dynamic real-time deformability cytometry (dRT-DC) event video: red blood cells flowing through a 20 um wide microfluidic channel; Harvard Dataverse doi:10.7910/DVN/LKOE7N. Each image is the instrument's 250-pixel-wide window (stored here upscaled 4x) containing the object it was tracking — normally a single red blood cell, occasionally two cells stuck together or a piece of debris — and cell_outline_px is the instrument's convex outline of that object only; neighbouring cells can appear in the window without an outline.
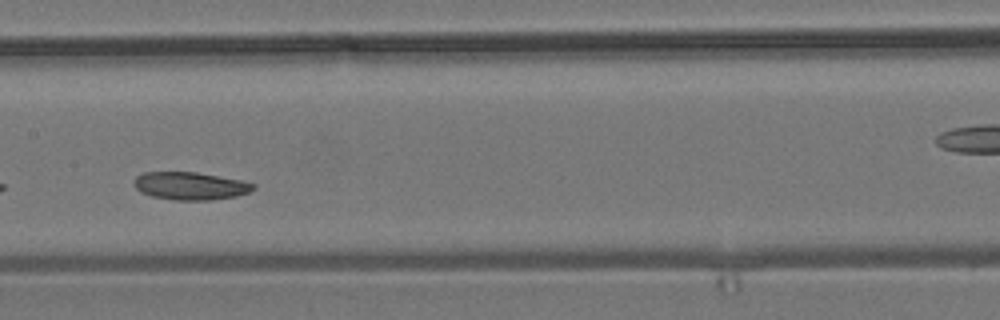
{"species": "common noctule bat (a hibernating species)", "species_latin": "Nyctalus noctula", "temperature_condition": "room temperature", "stored_images_in_passage": 45, "camera_frame_rate_fps": 3000, "um_per_image_px": 0.085, "animal": {"sex": "male", "body_mass_g": 19.2, "forearm_length_mm": 51.8}, "frame": {"image": 1, "passage_image": 20, "time_ms": 6.333, "image_size_px": [1000, 320], "cell_outline_px": [[256, 188], [248, 192], [236, 196], [212, 200], [176, 200], [152, 196], [140, 192], [132, 184], [136, 176], [144, 172], [196, 172], [240, 180], [256, 184]], "centroid_in_image_um": [16.16, 15.8], "position_along_channel_um": 191.2, "area_um2": 19.31}}
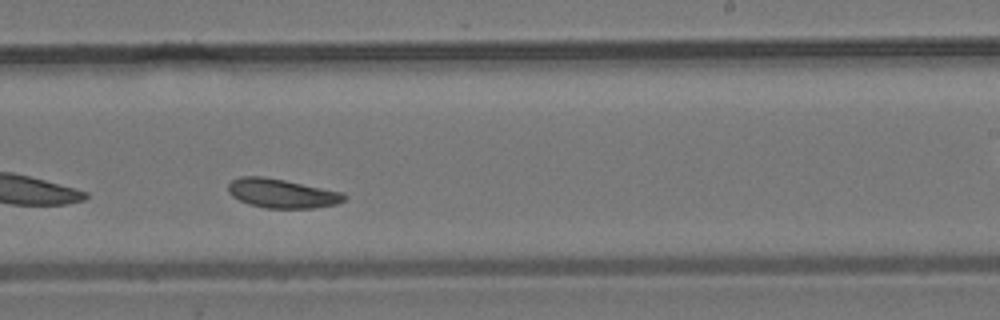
{"frame": {"image": 2, "passage_image": 26, "time_ms": 8.333, "image_size_px": [1000, 320], "cell_outline_px": [[348, 196], [344, 200], [336, 204], [312, 208], [264, 208], [248, 204], [232, 196], [228, 192], [228, 184], [232, 180], [240, 176], [264, 176], [284, 180], [340, 192]], "centroid_in_image_um": [23.91, 16.44], "position_along_channel_um": 265.1, "area_um2": 19.54}, "authors_computed_cell_mechanics": {"area_um2": 19.941, "velocity_mm_per_s": 3.7073, "shape_relaxation_time_tau1_ms": 10.2883, "shape_relaxation_time_tau2_ms": 5.0979, "deformation_change_tau1": 0.1346, "deformation_change_tau2": 0.0987}}